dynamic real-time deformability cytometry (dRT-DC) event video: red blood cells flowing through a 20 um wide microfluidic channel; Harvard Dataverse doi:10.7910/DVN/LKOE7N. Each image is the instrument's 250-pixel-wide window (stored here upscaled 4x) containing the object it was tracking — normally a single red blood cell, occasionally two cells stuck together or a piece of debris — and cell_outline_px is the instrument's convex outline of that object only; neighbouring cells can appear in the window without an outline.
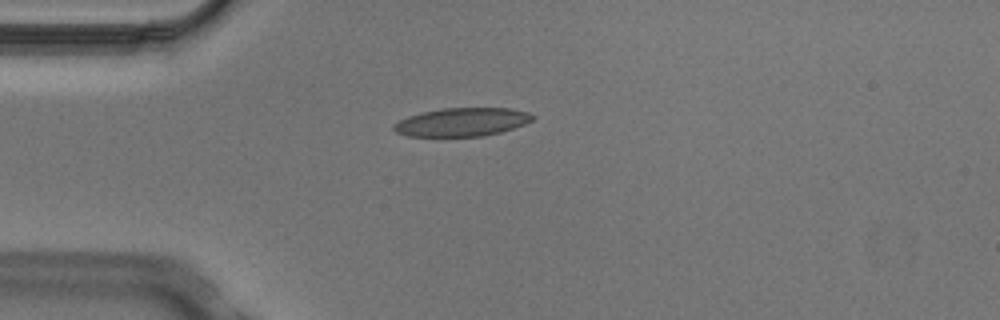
{"species": "Egyptian fruit bat (a non-hibernating species)", "species_latin": "Rousettus aegyptiacus", "temperature_condition": "cold", "stored_images_in_passage": 2, "camera_frame_rate_fps": 3000, "um_per_image_px": 0.085, "animal": {"sex": "male"}, "frame": {"image": 1, "passage_image": 2, "time_ms": 0.333, "image_size_px": [1000, 320], "cell_outline_px": [[536, 116], [532, 120], [524, 124], [500, 132], [484, 136], [408, 136], [396, 132], [392, 128], [392, 124], [408, 116], [440, 108], [508, 108], [528, 112]], "centroid_in_image_um": [39.25, 10.37], "position_along_channel_um": 45.7, "area_um2": 22.89}}